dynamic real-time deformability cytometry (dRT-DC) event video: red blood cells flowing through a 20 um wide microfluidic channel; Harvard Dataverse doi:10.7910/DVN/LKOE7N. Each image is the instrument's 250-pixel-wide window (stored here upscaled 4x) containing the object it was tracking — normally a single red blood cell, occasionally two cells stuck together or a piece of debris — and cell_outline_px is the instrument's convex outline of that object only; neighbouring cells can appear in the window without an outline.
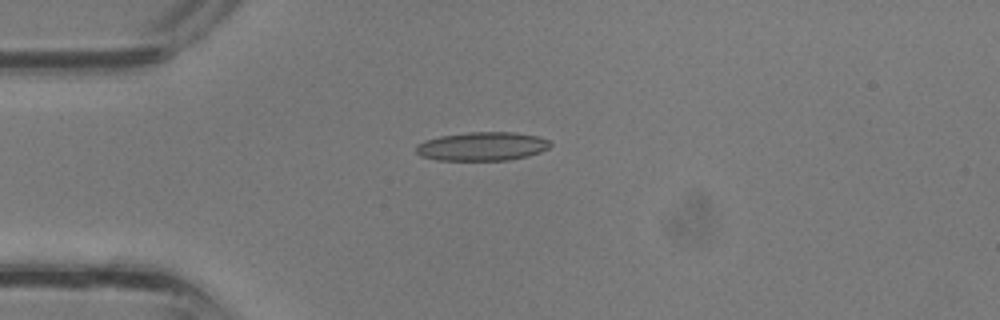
{"species": "common noctule bat (a hibernating species)", "species_latin": "Nyctalus noctula", "temperature_condition": "room temperature", "stored_images_in_passage": 27, "camera_frame_rate_fps": 3000, "um_per_image_px": 0.085, "animal": {"sex": "male", "body_mass_g": 13.3}, "frame": {"image": 1, "passage_image": 1, "time_ms": 0.0, "image_size_px": [1000, 320], "cell_outline_px": [[552, 144], [548, 148], [540, 152], [528, 156], [508, 160], [436, 160], [420, 156], [416, 152], [416, 144], [424, 140], [440, 136], [468, 132], [516, 132], [536, 136], [548, 140]], "centroid_in_image_um": [40.96, 12.44], "position_along_channel_um": 44.0, "area_um2": 22.54}}
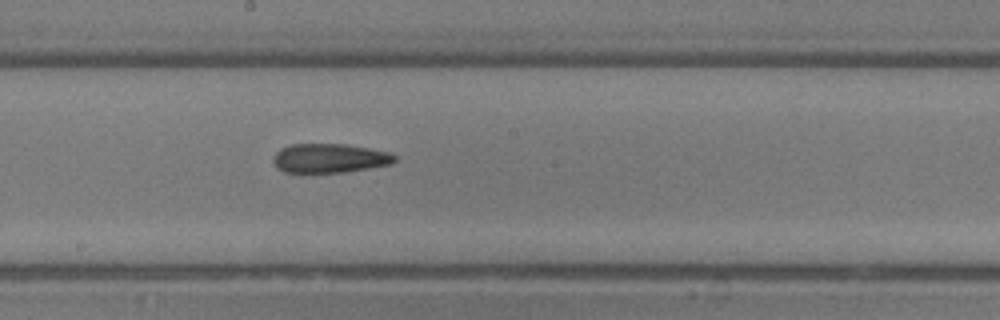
{"frame": {"image": 2, "passage_image": 11, "time_ms": 3.333, "image_size_px": [1000, 320], "cell_outline_px": [[396, 160], [392, 164], [344, 172], [284, 172], [276, 168], [272, 160], [276, 152], [280, 148], [292, 144], [344, 144], [392, 152], [396, 156]], "centroid_in_image_um": [28.01, 13.44], "position_along_channel_um": 220.2, "area_um2": 20.69}}
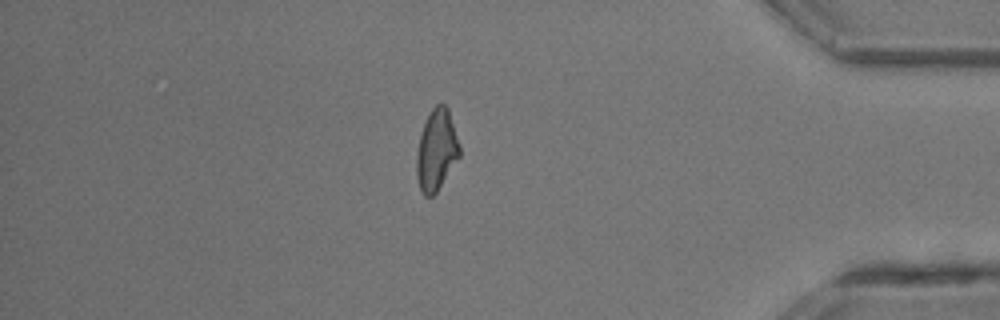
{"frame": {"image": 3, "passage_image": 22, "time_ms": 7.0, "image_size_px": [1000, 320], "cell_outline_px": [[460, 156], [436, 192], [432, 196], [424, 196], [420, 188], [416, 176], [416, 152], [420, 132], [424, 120], [432, 108], [436, 104], [444, 104], [448, 108], [460, 144]], "centroid_in_image_um": [37.08, 12.73], "position_along_channel_um": 398.1, "area_um2": 20.52}}